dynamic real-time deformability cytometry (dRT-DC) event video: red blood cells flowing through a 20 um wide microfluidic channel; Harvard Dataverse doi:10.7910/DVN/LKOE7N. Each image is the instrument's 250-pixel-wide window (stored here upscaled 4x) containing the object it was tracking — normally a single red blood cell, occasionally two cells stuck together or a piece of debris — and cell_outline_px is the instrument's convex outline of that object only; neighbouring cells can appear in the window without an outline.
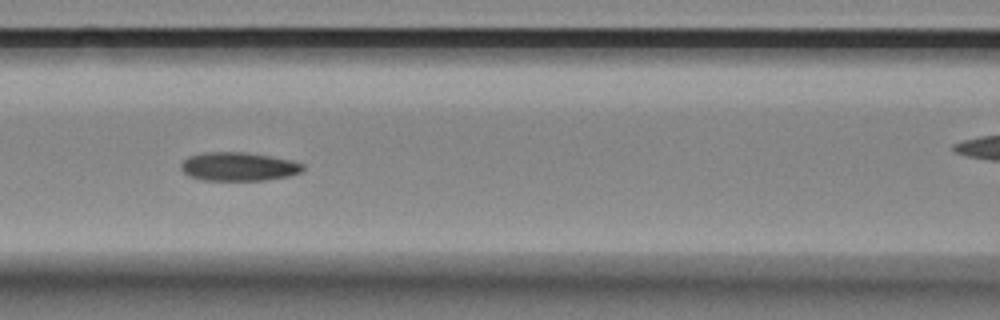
{"species": "Egyptian fruit bat (a non-hibernating species)", "species_latin": "Rousettus aegyptiacus", "temperature_condition": "room temperature", "stored_images_in_passage": 8, "segment_of_instrument_passage": [1, 2], "camera_frame_rate_fps": 3000, "um_per_image_px": 0.085, "animal": {"sex": "female"}, "frame": {"image": 1, "passage_image": 6, "time_ms": 5.667, "image_size_px": [1000, 320], "cell_outline_px": [[304, 168], [300, 172], [288, 176], [264, 180], [204, 180], [188, 176], [180, 168], [180, 164], [188, 156], [204, 152], [244, 152], [292, 160], [304, 164]], "centroid_in_image_um": [20.25, 14.16], "position_along_channel_um": 146.4, "area_um2": 20.29}}
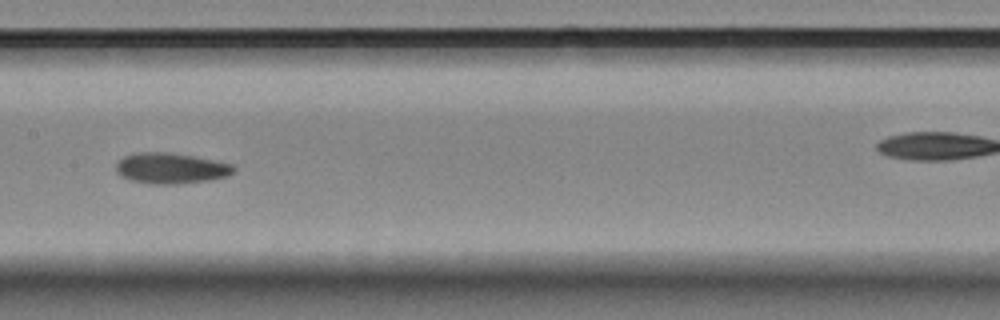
{"frame": {"image": 2, "passage_image": 7, "time_ms": 7.0, "image_size_px": [1000, 320], "cell_outline_px": [[236, 168], [228, 176], [212, 180], [180, 184], [152, 184], [132, 180], [120, 176], [116, 172], [116, 164], [124, 156], [140, 152], [164, 152], [192, 156], [232, 164]], "centroid_in_image_um": [14.52, 14.32], "position_along_channel_um": 192.9, "area_um2": 20.98}}